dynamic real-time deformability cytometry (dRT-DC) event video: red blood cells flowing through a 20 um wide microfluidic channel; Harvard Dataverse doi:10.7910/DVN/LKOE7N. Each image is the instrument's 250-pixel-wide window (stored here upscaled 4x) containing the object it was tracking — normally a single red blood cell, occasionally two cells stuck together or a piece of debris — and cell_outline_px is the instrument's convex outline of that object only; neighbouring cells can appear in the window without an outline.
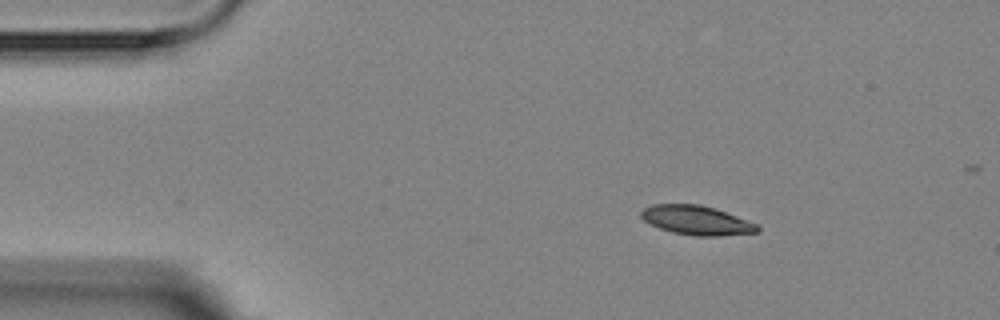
{"species": "Egyptian fruit bat (a non-hibernating species)", "species_latin": "Rousettus aegyptiacus", "temperature_condition": "room temperature", "stored_images_in_passage": 2, "camera_frame_rate_fps": 3000, "um_per_image_px": 0.085, "animal": {"sex": "female"}, "frame": {"image": 1, "passage_image": 2, "time_ms": 1.0, "image_size_px": [1000, 320], "cell_outline_px": [[760, 232], [720, 236], [696, 236], [672, 232], [660, 228], [644, 220], [640, 216], [640, 212], [644, 208], [652, 204], [700, 204], [716, 208], [756, 224], [760, 228]], "centroid_in_image_um": [59.21, 18.72], "position_along_channel_um": 25.8, "area_um2": 19.77}}